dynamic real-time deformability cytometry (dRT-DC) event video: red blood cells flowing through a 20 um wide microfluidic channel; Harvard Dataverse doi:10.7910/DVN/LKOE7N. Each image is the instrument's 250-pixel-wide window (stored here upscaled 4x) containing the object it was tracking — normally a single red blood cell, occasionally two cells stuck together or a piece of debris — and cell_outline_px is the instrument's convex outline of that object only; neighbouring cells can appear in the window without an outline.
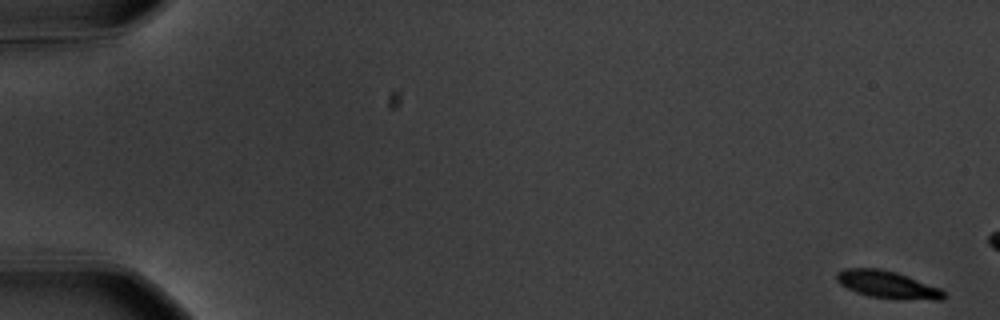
{"species": "common noctule bat (a hibernating species)", "species_latin": "Nyctalus noctula", "temperature_condition": "warm", "stored_images_in_passage": 15, "camera_frame_rate_fps": 3000, "um_per_image_px": 0.085, "animal": {"sex": "male", "body_mass_g": 20.1, "forearm_length_mm": 53.5}, "frame": {"image": 1, "passage_image": 1, "time_ms": 0.0, "image_size_px": [1000, 320], "cell_outline_px": [[944, 300], [936, 300], [868, 296], [856, 292], [840, 284], [836, 280], [836, 272], [844, 268], [880, 268], [896, 272], [940, 288], [944, 292]], "centroid_in_image_um": [75.39, 24.16], "position_along_channel_um": 9.6, "area_um2": 16.76}}